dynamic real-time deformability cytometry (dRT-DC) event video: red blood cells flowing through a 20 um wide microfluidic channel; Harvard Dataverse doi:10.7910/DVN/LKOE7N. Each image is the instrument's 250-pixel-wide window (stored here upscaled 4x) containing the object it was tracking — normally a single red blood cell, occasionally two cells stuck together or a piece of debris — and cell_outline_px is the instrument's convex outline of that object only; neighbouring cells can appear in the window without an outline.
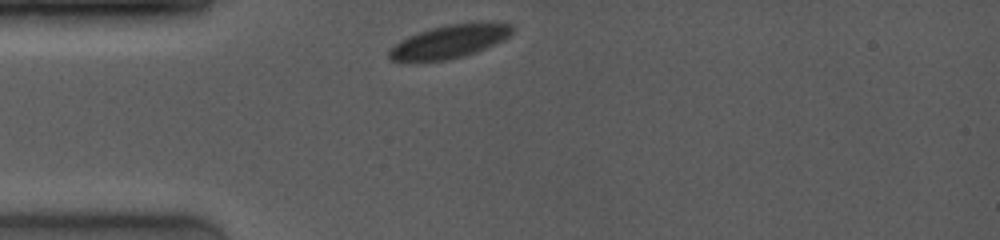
{"species": "common noctule bat (a hibernating species)", "species_latin": "Nyctalus noctula", "temperature_condition": "room temperature", "stored_images_in_passage": 14, "camera_frame_rate_fps": 4000, "um_per_image_px": 0.085, "animal": {"sex": "female", "body_mass_g": 19.0, "forearm_length_mm": 53.3}, "frame": {"image": 1, "passage_image": 1, "time_ms": 0.0, "image_size_px": [1000, 240], "cell_outline_px": [[516, 28], [504, 40], [464, 56], [444, 60], [412, 64], [388, 60], [388, 52], [400, 40], [408, 36], [432, 28], [448, 24], [476, 20], [512, 24]], "centroid_in_image_um": [38.19, 3.53], "position_along_channel_um": 46.8, "area_um2": 24.62}}
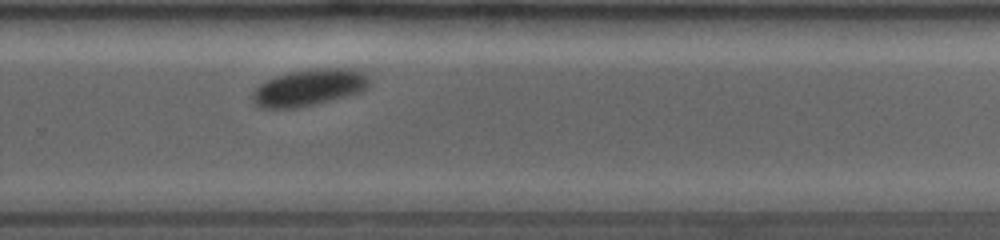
{"frame": {"image": 2, "passage_image": 8, "time_ms": 7.0, "image_size_px": [1000, 240], "cell_outline_px": [[372, 80], [368, 88], [360, 92], [348, 96], [316, 104], [296, 108], [260, 108], [252, 100], [252, 92], [260, 84], [276, 76], [288, 72], [316, 68], [348, 68], [364, 72]], "centroid_in_image_um": [26.31, 7.44], "position_along_channel_um": 303.5, "area_um2": 25.2}}
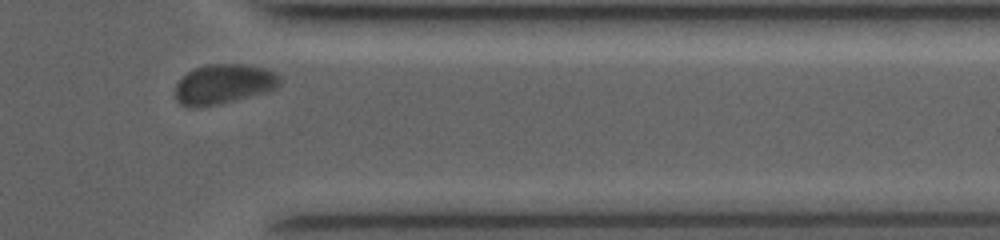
{"frame": {"image": 3, "passage_image": 13, "time_ms": 9.25, "image_size_px": [1000, 240], "cell_outline_px": [[280, 84], [276, 88], [268, 92], [236, 100], [196, 108], [188, 108], [180, 104], [176, 100], [176, 84], [188, 72], [196, 68], [208, 64], [240, 64], [264, 68], [276, 72], [280, 76]], "centroid_in_image_um": [19.03, 7.16], "position_along_channel_um": 392.4, "area_um2": 24.28}, "authors_computed_cell_mechanics": {"area_um2": 24.854, "velocity_mm_per_s": 3.9106, "shape_relaxation_time_tau1_ms": 1.0362, "shape_relaxation_time_tau2_ms": null, "deformation_change_tau1": 0.0424, "deformation_change_tau2": null}}